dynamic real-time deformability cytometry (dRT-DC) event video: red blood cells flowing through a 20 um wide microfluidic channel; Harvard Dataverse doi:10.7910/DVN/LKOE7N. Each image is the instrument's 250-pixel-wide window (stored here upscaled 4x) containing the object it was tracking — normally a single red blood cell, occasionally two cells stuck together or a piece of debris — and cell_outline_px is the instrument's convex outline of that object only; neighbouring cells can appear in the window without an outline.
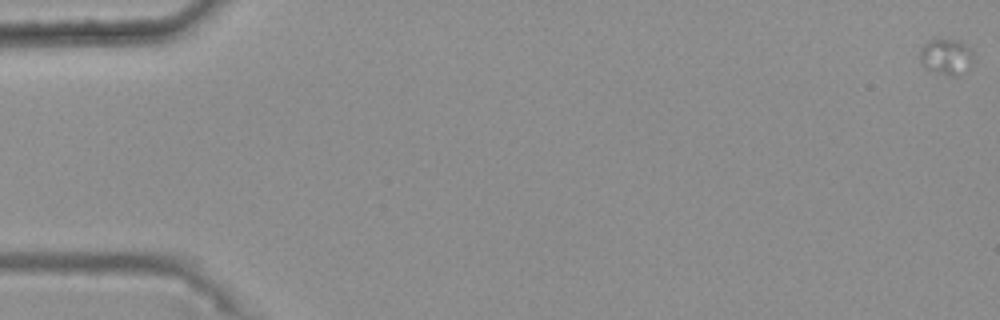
{"species": "common noctule bat (a hibernating species)", "species_latin": "Nyctalus noctula", "temperature_condition": "warm", "stored_images_in_passage": 41, "camera_frame_rate_fps": 3000, "um_per_image_px": 0.085, "animal": {"sex": "female", "body_mass_g": 25.1}, "frame": {"image": 1, "passage_image": 1, "time_ms": 0.0, "image_size_px": [1000, 320], "cell_outline_px": [[972, 60], [960, 76], [948, 76], [924, 68], [920, 64], [920, 48], [928, 40], [960, 40], [972, 52]], "centroid_in_image_um": [80.37, 4.84], "position_along_channel_um": 4.6, "area_um2": 11.1}}